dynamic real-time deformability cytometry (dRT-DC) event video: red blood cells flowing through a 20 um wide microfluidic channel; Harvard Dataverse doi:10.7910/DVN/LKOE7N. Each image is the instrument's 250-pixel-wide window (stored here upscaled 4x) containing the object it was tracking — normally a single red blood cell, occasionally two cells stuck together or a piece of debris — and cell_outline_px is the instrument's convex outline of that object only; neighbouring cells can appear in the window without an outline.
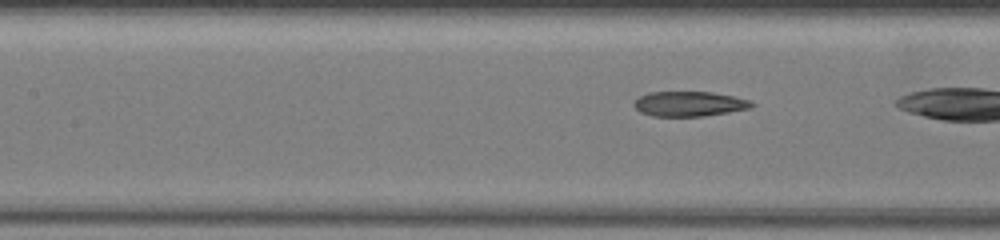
{"species": "common noctule bat (a hibernating species)", "species_latin": "Nyctalus noctula", "temperature_condition": "warm", "stored_images_in_passage": 9, "camera_frame_rate_fps": 3000, "um_per_image_px": 0.085, "animal": {"sex": "female", "body_mass_g": 19.5, "forearm_length_mm": 54.1}, "frame": {"image": 1, "passage_image": 7, "time_ms": 2.0, "image_size_px": [1000, 240], "cell_outline_px": [[756, 104], [748, 108], [728, 112], [704, 116], [652, 116], [640, 112], [632, 104], [640, 96], [648, 92], [712, 92], [752, 100]], "centroid_in_image_um": [58.58, 8.82], "position_along_channel_um": 148.8, "area_um2": 17.05}}